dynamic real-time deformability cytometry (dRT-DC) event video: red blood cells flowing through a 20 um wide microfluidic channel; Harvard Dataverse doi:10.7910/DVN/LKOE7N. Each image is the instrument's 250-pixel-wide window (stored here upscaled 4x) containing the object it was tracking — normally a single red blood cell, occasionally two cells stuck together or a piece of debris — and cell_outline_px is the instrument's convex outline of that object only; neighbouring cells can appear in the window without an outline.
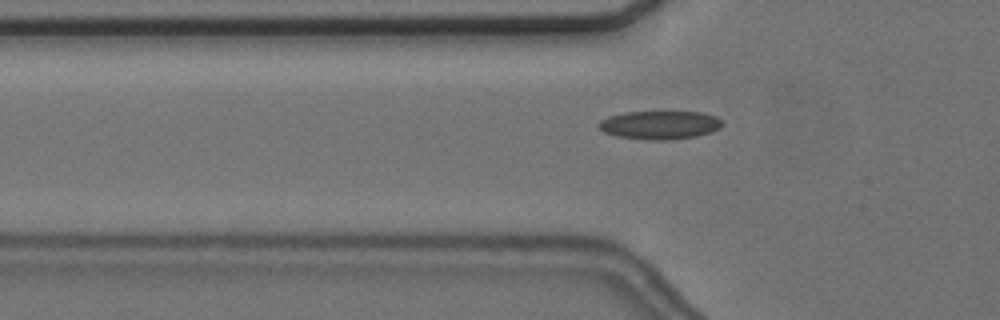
{"species": "common noctule bat (a hibernating species)", "species_latin": "Nyctalus noctula", "temperature_condition": "cold", "stored_images_in_passage": 47, "camera_frame_rate_fps": 3000, "um_per_image_px": 0.085, "animal": {"sex": "female", "body_mass_g": 24.6, "forearm_length_mm": 56.2}, "frame": {"image": 1, "passage_image": 9, "time_ms": 2.667, "image_size_px": [1000, 320], "cell_outline_px": [[724, 124], [720, 128], [712, 132], [696, 136], [664, 140], [652, 140], [616, 136], [604, 132], [596, 124], [600, 120], [608, 116], [624, 112], [704, 112], [716, 116]], "centroid_in_image_um": [56.08, 10.61], "position_along_channel_um": 69.7, "area_um2": 20.52}}
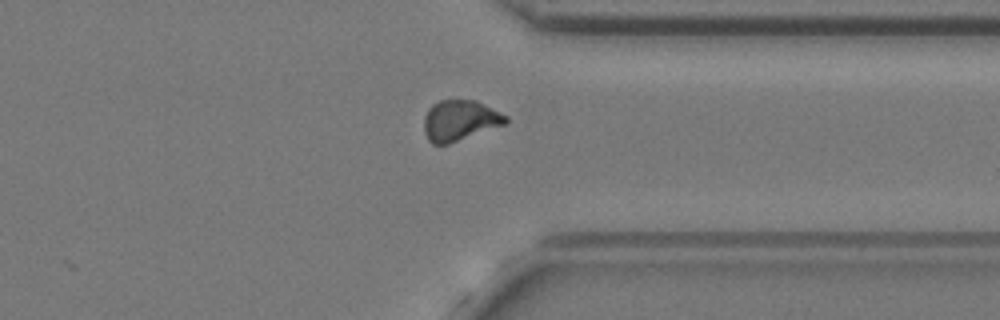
{"frame": {"image": 2, "passage_image": 34, "time_ms": 11.0, "image_size_px": [1000, 320], "cell_outline_px": [[508, 124], [448, 144], [432, 144], [428, 140], [424, 132], [424, 116], [428, 108], [432, 104], [440, 100], [476, 100], [508, 116]], "centroid_in_image_um": [39.1, 10.24], "position_along_channel_um": 372.3, "area_um2": 19.59}}
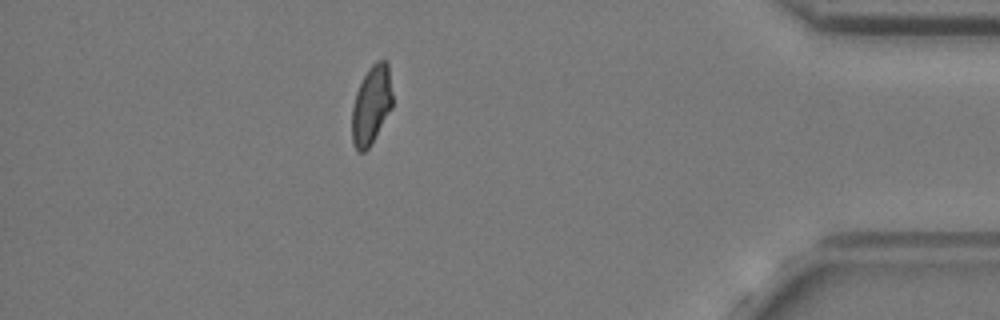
{"frame": {"image": 3, "passage_image": 40, "time_ms": 13.0, "image_size_px": [1000, 320], "cell_outline_px": [[392, 108], [368, 148], [364, 152], [360, 152], [352, 144], [352, 108], [356, 92], [368, 68], [376, 60], [388, 60], [392, 92]], "centroid_in_image_um": [31.57, 8.89], "position_along_channel_um": 403.6, "area_um2": 18.55}, "authors_computed_cell_mechanics": {"area_um2": 19.1896, "velocity_mm_per_s": 3.6454, "shape_relaxation_time_tau1_ms": 7.3244, "shape_relaxation_time_tau2_ms": 4.879, "deformation_change_tau1": 0.11, "deformation_change_tau2": 0.1023}}